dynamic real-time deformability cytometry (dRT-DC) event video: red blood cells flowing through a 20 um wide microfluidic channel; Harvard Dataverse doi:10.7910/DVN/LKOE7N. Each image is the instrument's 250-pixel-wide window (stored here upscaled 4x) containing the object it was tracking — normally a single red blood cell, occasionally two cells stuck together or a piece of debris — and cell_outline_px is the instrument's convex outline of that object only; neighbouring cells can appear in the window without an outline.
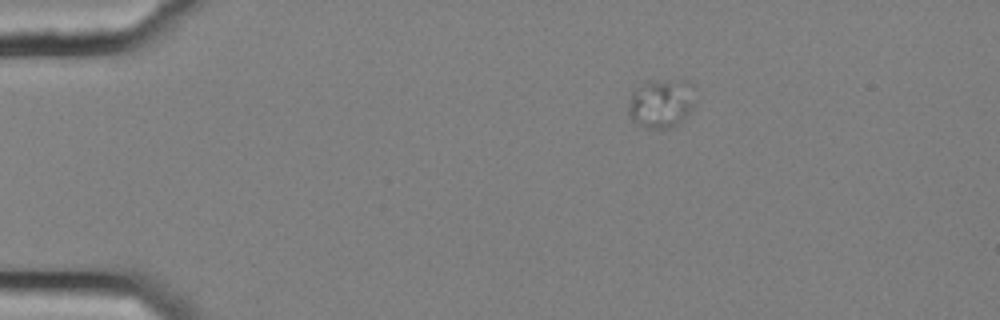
{"species": "common noctule bat (a hibernating species)", "species_latin": "Nyctalus noctula", "temperature_condition": "cold", "stored_images_in_passage": 16, "camera_frame_rate_fps": 3000, "um_per_image_px": 0.085, "animal": {"sex": "female", "body_mass_g": 25.1}, "frame": {"image": 1, "passage_image": 1, "time_ms": 0.0, "image_size_px": [1000, 320], "cell_outline_px": [[688, 112], [676, 124], [668, 128], [652, 128], [640, 124], [628, 112], [628, 104], [632, 92], [644, 80], [676, 76], [684, 80], [688, 84]], "centroid_in_image_um": [56.07, 8.68], "position_along_channel_um": 28.9, "area_um2": 18.26}}